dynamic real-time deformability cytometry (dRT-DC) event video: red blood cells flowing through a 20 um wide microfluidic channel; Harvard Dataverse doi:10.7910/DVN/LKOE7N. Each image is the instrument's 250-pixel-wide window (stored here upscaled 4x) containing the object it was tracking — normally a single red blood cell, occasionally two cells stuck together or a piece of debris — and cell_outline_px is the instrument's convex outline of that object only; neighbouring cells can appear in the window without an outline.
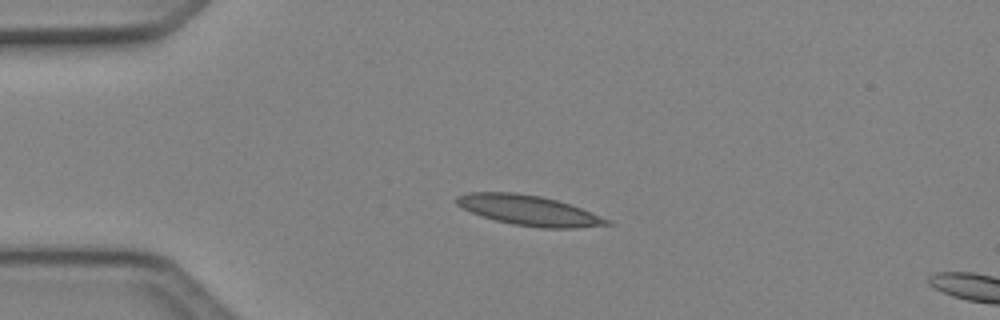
{"species": "Egyptian fruit bat (a non-hibernating species)", "species_latin": "Rousettus aegyptiacus", "temperature_condition": "cold", "stored_images_in_passage": 4, "camera_frame_rate_fps": 3000, "um_per_image_px": 0.085, "animal": {"sex": "female"}, "frame": {"image": 1, "passage_image": 3, "time_ms": 0.667, "image_size_px": [1000, 320], "cell_outline_px": [[612, 224], [576, 228], [540, 228], [512, 224], [496, 220], [472, 212], [456, 204], [456, 196], [468, 192], [512, 192], [540, 196], [556, 200], [580, 208], [612, 220]], "centroid_in_image_um": [44.97, 17.88], "position_along_channel_um": 40.0, "area_um2": 26.13}}